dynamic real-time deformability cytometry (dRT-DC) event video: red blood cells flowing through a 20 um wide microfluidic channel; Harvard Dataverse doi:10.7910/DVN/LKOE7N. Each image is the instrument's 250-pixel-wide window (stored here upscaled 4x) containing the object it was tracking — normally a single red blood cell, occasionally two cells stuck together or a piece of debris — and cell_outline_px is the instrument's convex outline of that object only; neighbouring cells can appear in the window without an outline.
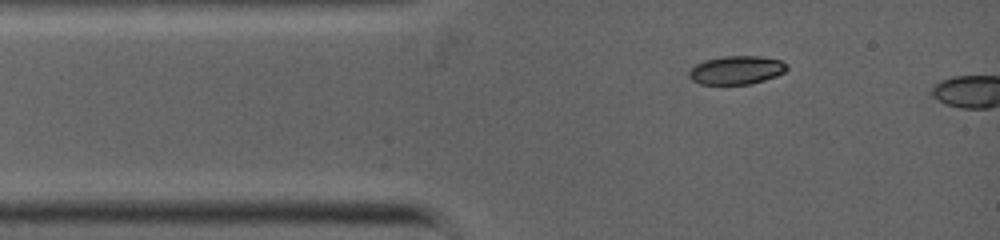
{"species": "common noctule bat (a hibernating species)", "species_latin": "Nyctalus noctula", "temperature_condition": "warm", "stored_images_in_passage": 3, "camera_frame_rate_fps": 5000, "um_per_image_px": 0.085, "animal": {"sex": "female", "body_mass_g": 19.0, "forearm_length_mm": 53.3}, "frame": {"image": 1, "passage_image": 1, "time_ms": 0.0, "image_size_px": [1000, 240], "cell_outline_px": [[788, 68], [784, 72], [776, 76], [764, 80], [748, 84], [700, 84], [692, 80], [688, 76], [688, 72], [696, 64], [704, 60], [724, 56], [760, 56], [780, 60], [788, 64]], "centroid_in_image_um": [62.6, 5.95], "position_along_channel_um": 22.4, "area_um2": 16.24}}